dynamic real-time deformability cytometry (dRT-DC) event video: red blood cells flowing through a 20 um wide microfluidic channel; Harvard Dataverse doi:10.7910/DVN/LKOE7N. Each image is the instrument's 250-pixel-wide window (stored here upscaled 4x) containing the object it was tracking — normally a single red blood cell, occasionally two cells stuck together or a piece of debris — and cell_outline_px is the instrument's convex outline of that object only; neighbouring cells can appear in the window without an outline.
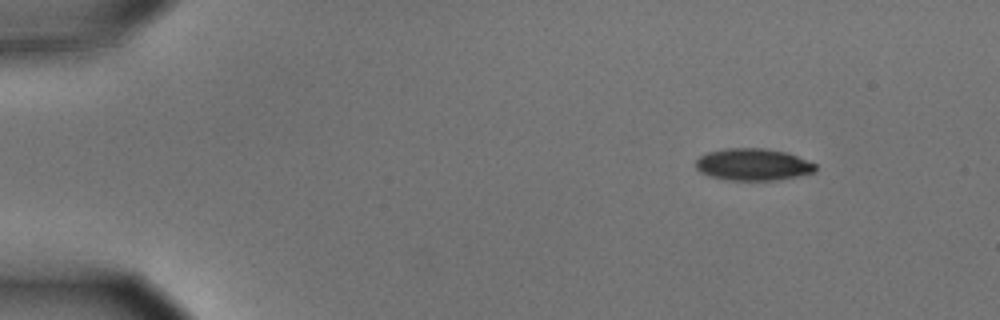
{"species": "common noctule bat (a hibernating species)", "species_latin": "Nyctalus noctula", "temperature_condition": "cold", "stored_images_in_passage": 50, "camera_frame_rate_fps": 3000, "um_per_image_px": 0.085, "animal": {"sex": "male", "body_mass_g": 15.6}, "frame": {"image": 1, "passage_image": 1, "time_ms": 0.0, "image_size_px": [1000, 320], "cell_outline_px": [[816, 172], [776, 180], [728, 180], [708, 176], [700, 172], [696, 168], [696, 160], [700, 156], [708, 152], [728, 148], [764, 148], [784, 152], [796, 156], [816, 164]], "centroid_in_image_um": [63.98, 13.99], "position_along_channel_um": 21.0, "area_um2": 22.2}}
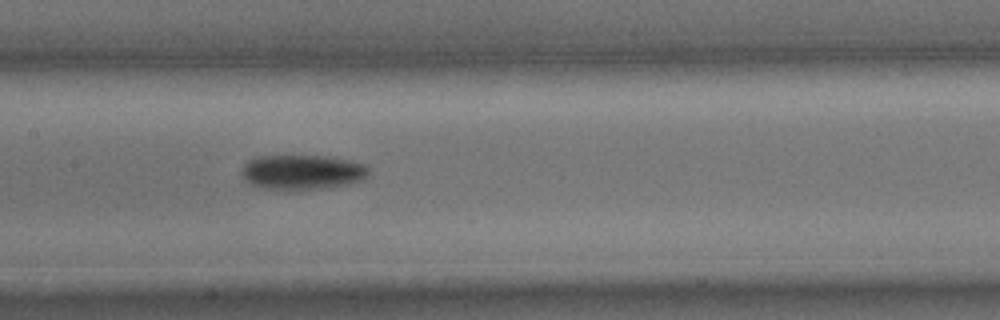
{"frame": {"image": 2, "passage_image": 22, "time_ms": 7.0, "image_size_px": [1000, 320], "cell_outline_px": [[368, 176], [364, 180], [348, 184], [292, 192], [260, 188], [244, 180], [240, 172], [240, 168], [248, 160], [256, 156], [328, 156], [348, 160], [364, 164], [368, 168]], "centroid_in_image_um": [25.63, 14.65], "position_along_channel_um": 181.8, "area_um2": 26.41}}
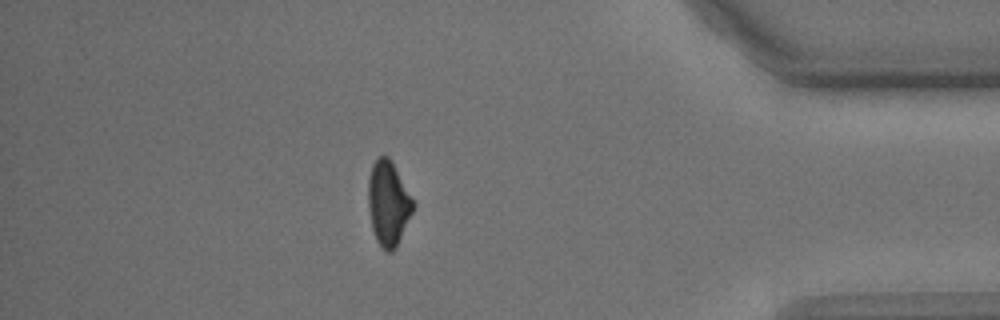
{"frame": {"image": 3, "passage_image": 43, "time_ms": 14.0, "image_size_px": [1000, 320], "cell_outline_px": [[416, 204], [396, 248], [392, 252], [388, 252], [376, 240], [372, 228], [368, 208], [368, 180], [372, 164], [376, 156], [388, 156]], "centroid_in_image_um": [32.99, 17.28], "position_along_channel_um": 402.2, "area_um2": 22.02}, "authors_computed_cell_mechanics": {"area_um2": 23.987, "velocity_mm_per_s": 3.6273, "shape_relaxation_time_tau1_ms": 2.3266, "shape_relaxation_time_tau2_ms": null, "deformation_change_tau1": 0.1123, "deformation_change_tau2": null}}